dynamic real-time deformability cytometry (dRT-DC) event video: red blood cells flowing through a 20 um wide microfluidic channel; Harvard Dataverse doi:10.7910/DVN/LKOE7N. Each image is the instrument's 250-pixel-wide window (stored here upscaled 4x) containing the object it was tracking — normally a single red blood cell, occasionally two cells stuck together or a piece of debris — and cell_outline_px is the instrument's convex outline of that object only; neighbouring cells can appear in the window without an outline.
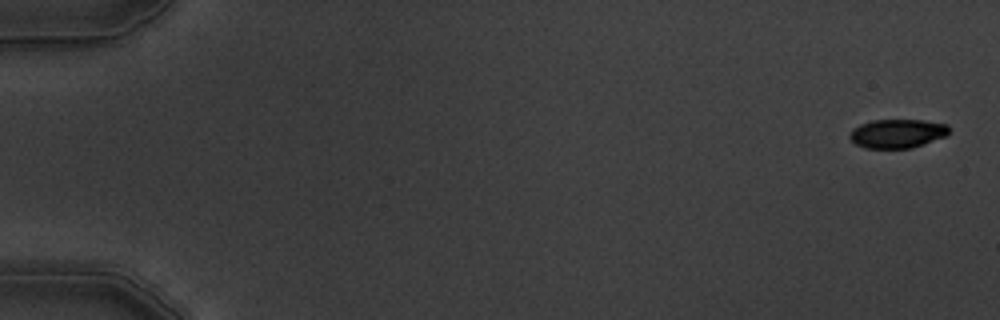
{"species": "common noctule bat (a hibernating species)", "species_latin": "Nyctalus noctula", "temperature_condition": "warm", "stored_images_in_passage": 5, "camera_frame_rate_fps": 3000, "um_per_image_px": 0.085, "animal": {"sex": "male", "body_mass_g": 19.5, "forearm_length_mm": 54.6}, "frame": {"image": 1, "passage_image": 1, "time_ms": 0.0, "image_size_px": [1000, 320], "cell_outline_px": [[948, 136], [912, 148], [864, 148], [856, 144], [848, 136], [852, 128], [860, 124], [872, 120], [920, 120], [948, 124]], "centroid_in_image_um": [76.27, 11.35], "position_along_channel_um": 8.7, "area_um2": 16.82}}
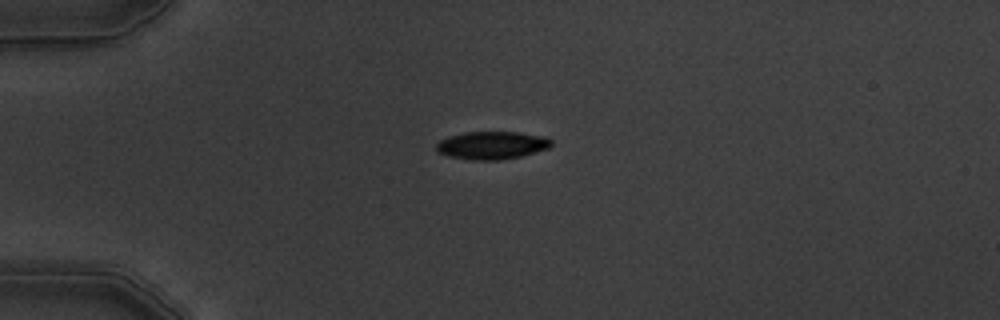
{"frame": {"image": 2, "passage_image": 4, "time_ms": 4.333, "image_size_px": [1000, 320], "cell_outline_px": [[552, 144], [548, 148], [520, 156], [500, 160], [468, 160], [448, 156], [440, 152], [436, 148], [436, 144], [440, 140], [448, 136], [464, 132], [516, 132], [544, 136], [552, 140]], "centroid_in_image_um": [41.79, 12.35], "position_along_channel_um": 43.2, "area_um2": 18.61}}